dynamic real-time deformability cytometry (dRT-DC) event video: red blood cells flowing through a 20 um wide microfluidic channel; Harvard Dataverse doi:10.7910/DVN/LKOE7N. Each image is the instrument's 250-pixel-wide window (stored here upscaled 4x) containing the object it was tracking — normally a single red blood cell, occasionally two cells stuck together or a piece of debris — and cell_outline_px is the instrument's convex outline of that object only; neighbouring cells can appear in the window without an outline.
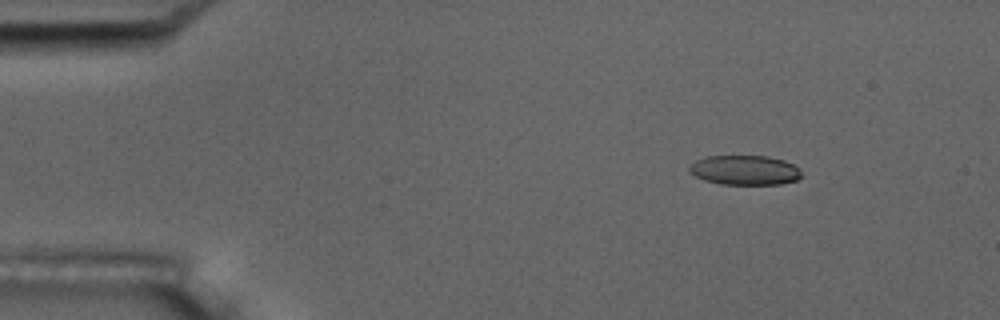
{"species": "common noctule bat (a hibernating species)", "species_latin": "Nyctalus noctula", "temperature_condition": "room temperature", "stored_images_in_passage": 15, "camera_frame_rate_fps": 3000, "um_per_image_px": 0.085, "animal": {"sex": "male", "body_mass_g": 17.5, "forearm_length_mm": 52.3}, "frame": {"image": 1, "passage_image": 3, "time_ms": 2.333, "image_size_px": [1000, 320], "cell_outline_px": [[800, 176], [796, 180], [780, 184], [720, 184], [704, 180], [688, 172], [688, 168], [696, 160], [708, 156], [768, 156], [784, 160], [800, 168]], "centroid_in_image_um": [63.29, 14.46], "position_along_channel_um": 21.7, "area_um2": 19.31}}
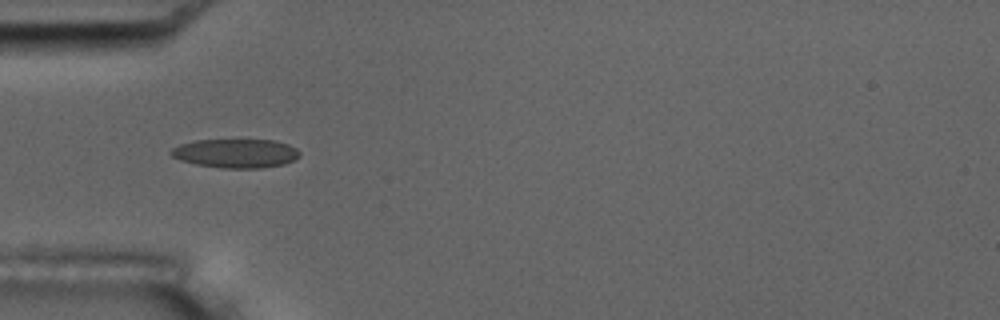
{"frame": {"image": 2, "passage_image": 5, "time_ms": 5.667, "image_size_px": [1000, 320], "cell_outline_px": [[300, 156], [284, 164], [260, 168], [220, 168], [196, 164], [180, 160], [172, 156], [168, 152], [172, 148], [180, 144], [196, 140], [272, 140], [288, 144], [296, 148], [300, 152]], "centroid_in_image_um": [20.02, 13.03], "position_along_channel_um": 65.0, "area_um2": 21.68}}
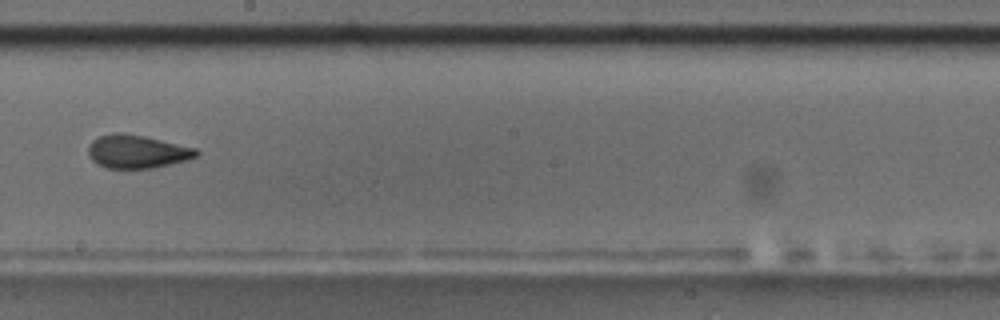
{"frame": {"image": 3, "passage_image": 9, "time_ms": 10.333, "image_size_px": [1000, 320], "cell_outline_px": [[200, 152], [196, 156], [188, 160], [152, 168], [108, 168], [96, 164], [88, 156], [88, 144], [92, 140], [100, 136], [116, 132], [120, 132], [144, 136], [196, 148]], "centroid_in_image_um": [11.62, 12.88], "position_along_channel_um": 236.6, "area_um2": 20.98}, "authors_computed_cell_mechanics": {"area_um2": 20.808, "velocity_mm_per_s": 3.7026, "shape_relaxation_time_tau1_ms": 4.6859, "shape_relaxation_time_tau2_ms": 1.1937, "deformation_change_tau1": 0.1324, "deformation_change_tau2": 0.0604}}